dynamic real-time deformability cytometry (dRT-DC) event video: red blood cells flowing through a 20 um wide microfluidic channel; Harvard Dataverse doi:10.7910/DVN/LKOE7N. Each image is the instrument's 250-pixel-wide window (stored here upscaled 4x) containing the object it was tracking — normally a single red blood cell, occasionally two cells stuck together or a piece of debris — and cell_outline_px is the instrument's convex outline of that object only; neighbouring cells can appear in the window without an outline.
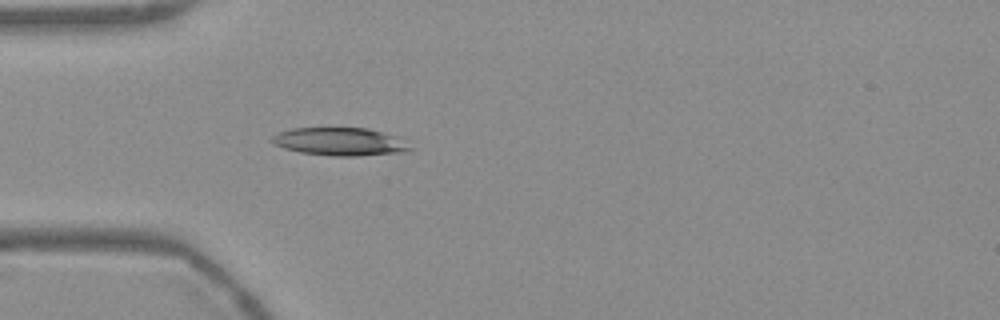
{"species": "Egyptian fruit bat (a non-hibernating species)", "species_latin": "Rousettus aegyptiacus", "temperature_condition": "warm", "stored_images_in_passage": 39, "camera_frame_rate_fps": 3000, "um_per_image_px": 0.085, "frame": {"image": 1, "passage_image": 1, "time_ms": 0.0, "image_size_px": [1000, 320], "cell_outline_px": [[416, 148], [400, 152], [356, 156], [332, 156], [300, 152], [284, 148], [276, 144], [272, 140], [272, 136], [280, 132], [292, 128], [368, 128], [396, 136]], "centroid_in_image_um": [28.93, 12.04], "position_along_channel_um": 56.1, "area_um2": 22.31}}
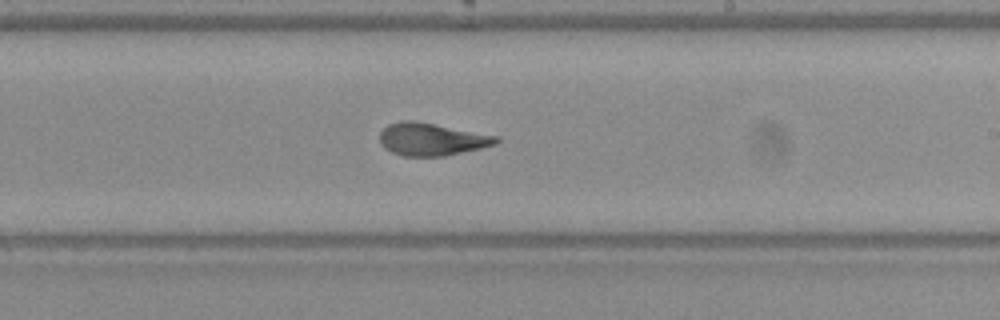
{"frame": {"image": 2, "passage_image": 17, "time_ms": 5.333, "image_size_px": [1000, 320], "cell_outline_px": [[500, 140], [496, 144], [480, 148], [444, 156], [404, 156], [392, 152], [384, 148], [380, 144], [380, 132], [388, 124], [400, 120], [416, 120], [500, 136]], "centroid_in_image_um": [36.69, 11.82], "position_along_channel_um": 252.3, "area_um2": 22.31}}
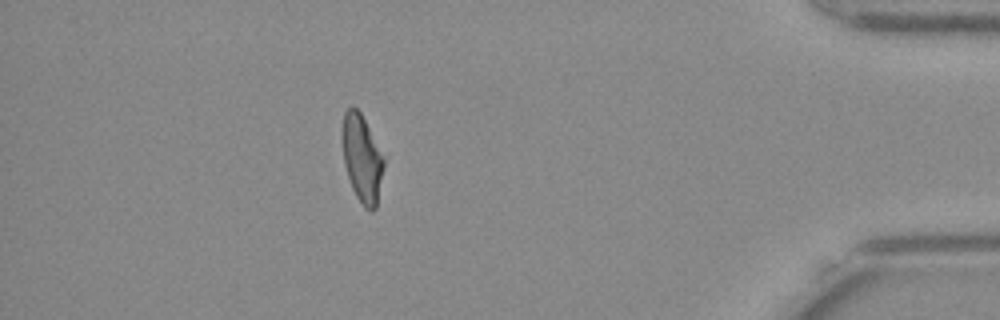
{"frame": {"image": 3, "passage_image": 33, "time_ms": 10.667, "image_size_px": [1000, 320], "cell_outline_px": [[384, 168], [376, 208], [372, 212], [364, 208], [356, 196], [352, 188], [344, 164], [344, 112], [352, 104], [360, 112], [384, 160]], "centroid_in_image_um": [30.78, 13.54], "position_along_channel_um": 404.4, "area_um2": 20.4}, "authors_computed_cell_mechanics": {"area_um2": 22.3108, "velocity_mm_per_s": 3.7569, "shape_relaxation_time_tau1_ms": null, "shape_relaxation_time_tau2_ms": 1.5963, "deformation_change_tau1": null, "deformation_change_tau2": 0.0834}}